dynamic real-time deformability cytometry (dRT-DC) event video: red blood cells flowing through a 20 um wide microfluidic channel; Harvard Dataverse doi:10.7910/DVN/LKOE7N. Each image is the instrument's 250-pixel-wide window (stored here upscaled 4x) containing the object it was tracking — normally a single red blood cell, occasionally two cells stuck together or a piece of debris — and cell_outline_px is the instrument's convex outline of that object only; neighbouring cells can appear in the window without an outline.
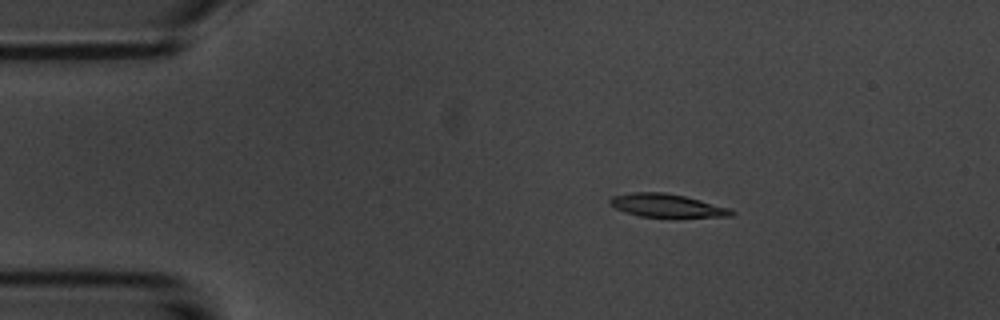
{"species": "common noctule bat (a hibernating species)", "species_latin": "Nyctalus noctula", "temperature_condition": "room temperature", "stored_images_in_passage": 5, "camera_frame_rate_fps": 3000, "um_per_image_px": 0.085, "animal": {"sex": "male", "body_mass_g": 20.1, "forearm_length_mm": 53.5}, "frame": {"image": 1, "passage_image": 3, "time_ms": 2.333, "image_size_px": [1000, 320], "cell_outline_px": [[736, 212], [732, 216], [640, 216], [624, 212], [608, 204], [608, 200], [612, 196], [632, 192], [664, 192], [684, 196], [732, 208]], "centroid_in_image_um": [56.65, 17.45], "position_along_channel_um": 28.4, "area_um2": 16.24}}
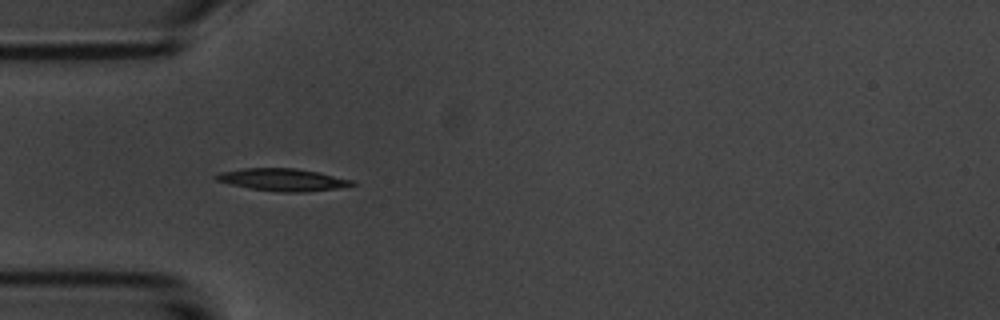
{"frame": {"image": 2, "passage_image": 4, "time_ms": 4.667, "image_size_px": [1000, 320], "cell_outline_px": [[356, 184], [336, 188], [304, 192], [284, 192], [252, 188], [232, 184], [216, 180], [216, 176], [220, 172], [244, 168], [296, 168], [320, 172], [352, 180]], "centroid_in_image_um": [24.06, 15.26], "position_along_channel_um": 60.9, "area_um2": 17.34}}